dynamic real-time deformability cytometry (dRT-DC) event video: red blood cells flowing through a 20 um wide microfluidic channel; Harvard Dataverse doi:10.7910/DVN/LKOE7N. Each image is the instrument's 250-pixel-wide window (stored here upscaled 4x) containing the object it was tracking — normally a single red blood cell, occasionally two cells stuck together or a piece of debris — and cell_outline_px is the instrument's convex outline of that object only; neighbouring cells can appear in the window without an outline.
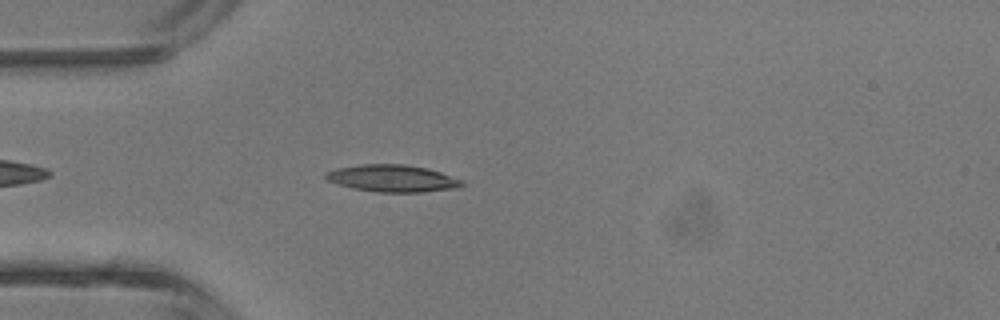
{"species": "common noctule bat (a hibernating species)", "species_latin": "Nyctalus noctula", "temperature_condition": "room temperature", "stored_images_in_passage": 2, "camera_frame_rate_fps": 3000, "um_per_image_px": 0.085, "animal": {"sex": "male", "body_mass_g": 13.3}, "frame": {"image": 1, "passage_image": 2, "time_ms": 2.333, "image_size_px": [1000, 320], "cell_outline_px": [[464, 184], [460, 188], [420, 192], [376, 192], [352, 188], [336, 184], [328, 180], [324, 176], [324, 172], [336, 168], [360, 164], [404, 164], [428, 168], [464, 180]], "centroid_in_image_um": [33.36, 15.16], "position_along_channel_um": 51.6, "area_um2": 21.73}}